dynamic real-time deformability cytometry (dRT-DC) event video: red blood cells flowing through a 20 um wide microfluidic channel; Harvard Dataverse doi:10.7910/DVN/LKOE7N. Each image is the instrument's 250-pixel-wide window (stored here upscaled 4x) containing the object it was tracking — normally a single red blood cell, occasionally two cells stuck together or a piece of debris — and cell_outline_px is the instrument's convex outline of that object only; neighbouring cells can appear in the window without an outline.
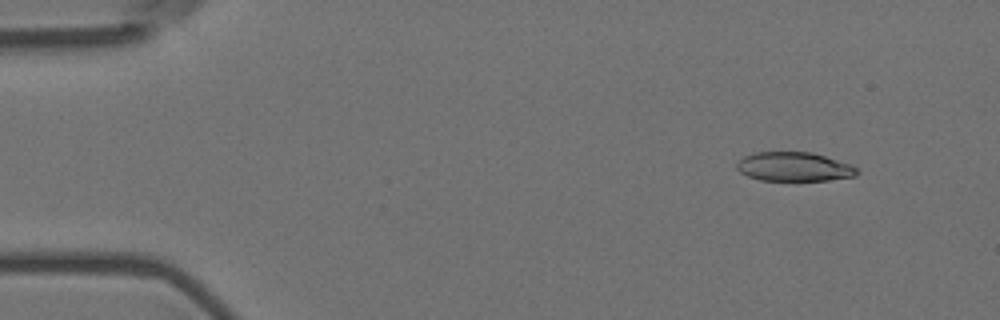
{"species": "Egyptian fruit bat (a non-hibernating species)", "species_latin": "Rousettus aegyptiacus", "temperature_condition": "room temperature", "stored_images_in_passage": 5, "camera_frame_rate_fps": 3000, "um_per_image_px": 0.085, "animal": {"sex": "female"}, "frame": {"image": 1, "passage_image": 2, "time_ms": 0.333, "image_size_px": [1000, 320], "cell_outline_px": [[860, 172], [856, 176], [828, 180], [760, 180], [748, 176], [740, 172], [736, 168], [736, 164], [744, 156], [756, 152], [812, 152], [848, 164], [856, 168]], "centroid_in_image_um": [67.47, 14.17], "position_along_channel_um": 17.5, "area_um2": 20.17}}
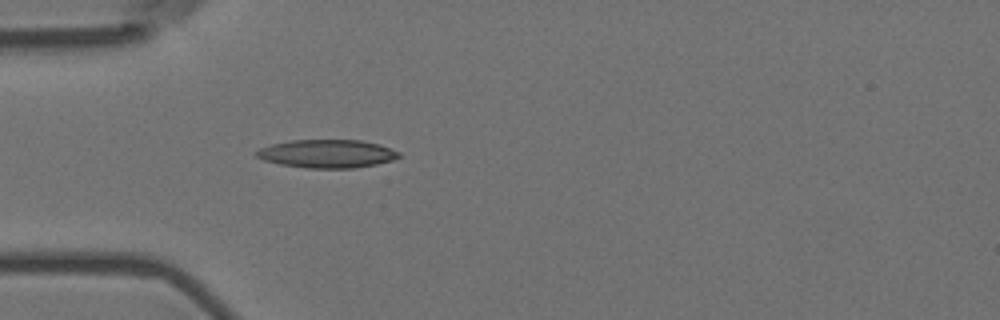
{"frame": {"image": 2, "passage_image": 5, "time_ms": 1.333, "image_size_px": [1000, 320], "cell_outline_px": [[400, 156], [392, 160], [376, 164], [352, 168], [308, 168], [280, 164], [264, 160], [256, 156], [256, 152], [260, 148], [272, 144], [292, 140], [360, 140], [380, 144], [400, 152]], "centroid_in_image_um": [27.82, 13.06], "position_along_channel_um": 57.2, "area_um2": 23.29}}